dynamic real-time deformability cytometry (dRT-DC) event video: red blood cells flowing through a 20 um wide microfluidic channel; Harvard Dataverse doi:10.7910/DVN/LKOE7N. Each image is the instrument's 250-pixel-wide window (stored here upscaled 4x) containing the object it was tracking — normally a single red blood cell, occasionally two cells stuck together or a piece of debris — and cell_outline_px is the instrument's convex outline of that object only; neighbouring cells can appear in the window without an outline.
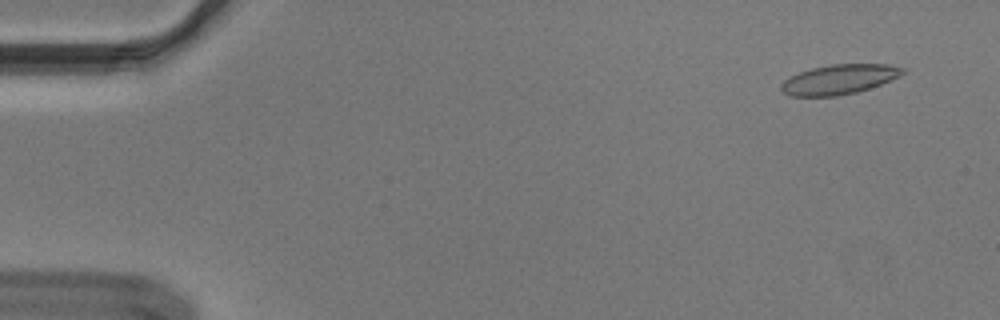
{"species": "Egyptian fruit bat (a non-hibernating species)", "species_latin": "Rousettus aegyptiacus", "temperature_condition": "cold", "stored_images_in_passage": 13, "camera_frame_rate_fps": 3000, "um_per_image_px": 0.085, "animal": {"sex": "male"}, "frame": {"image": 1, "passage_image": 4, "time_ms": 1.0, "image_size_px": [1000, 320], "cell_outline_px": [[904, 72], [900, 76], [880, 84], [856, 92], [836, 96], [792, 96], [784, 92], [780, 88], [780, 84], [784, 80], [800, 72], [812, 68], [832, 64], [888, 64], [904, 68]], "centroid_in_image_um": [71.32, 6.74], "position_along_channel_um": 13.7, "area_um2": 20.81}}